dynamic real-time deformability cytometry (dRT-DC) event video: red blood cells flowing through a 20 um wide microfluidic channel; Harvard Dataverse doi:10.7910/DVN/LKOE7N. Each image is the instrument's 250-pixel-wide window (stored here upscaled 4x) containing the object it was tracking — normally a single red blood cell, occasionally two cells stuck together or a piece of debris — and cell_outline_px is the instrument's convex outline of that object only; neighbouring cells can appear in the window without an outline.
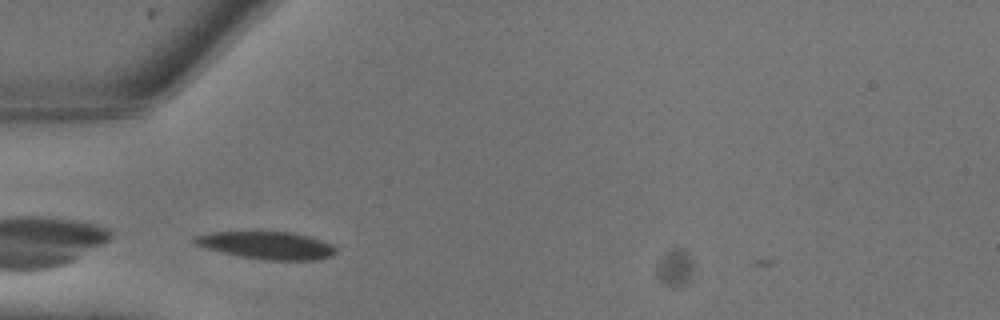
{"species": "common noctule bat (a hibernating species)", "species_latin": "Nyctalus noctula", "temperature_condition": "warm", "stored_images_in_passage": 16, "camera_frame_rate_fps": 3000, "um_per_image_px": 0.085, "animal": {"sex": "male", "body_mass_g": 13.3}, "frame": {"image": 1, "passage_image": 4, "time_ms": 1.0, "image_size_px": [1000, 320], "cell_outline_px": [[336, 252], [332, 256], [320, 260], [264, 260], [240, 256], [208, 248], [196, 244], [192, 240], [196, 236], [208, 232], [292, 232], [308, 236], [332, 244], [336, 248]], "centroid_in_image_um": [22.74, 20.86], "position_along_channel_um": 62.3, "area_um2": 22.48}}